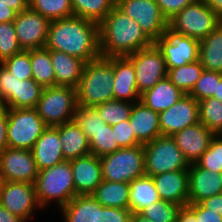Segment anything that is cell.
<instances>
[{
    "label": "cell",
    "mask_w": 222,
    "mask_h": 222,
    "mask_svg": "<svg viewBox=\"0 0 222 222\" xmlns=\"http://www.w3.org/2000/svg\"><path fill=\"white\" fill-rule=\"evenodd\" d=\"M212 98L218 99L222 102V78L217 81L216 93L213 94Z\"/></svg>",
    "instance_id": "cell-58"
},
{
    "label": "cell",
    "mask_w": 222,
    "mask_h": 222,
    "mask_svg": "<svg viewBox=\"0 0 222 222\" xmlns=\"http://www.w3.org/2000/svg\"><path fill=\"white\" fill-rule=\"evenodd\" d=\"M8 147L31 150L48 127L35 108H6Z\"/></svg>",
    "instance_id": "cell-9"
},
{
    "label": "cell",
    "mask_w": 222,
    "mask_h": 222,
    "mask_svg": "<svg viewBox=\"0 0 222 222\" xmlns=\"http://www.w3.org/2000/svg\"><path fill=\"white\" fill-rule=\"evenodd\" d=\"M197 216L199 222H222V215L213 210L204 209L199 203L187 204Z\"/></svg>",
    "instance_id": "cell-49"
},
{
    "label": "cell",
    "mask_w": 222,
    "mask_h": 222,
    "mask_svg": "<svg viewBox=\"0 0 222 222\" xmlns=\"http://www.w3.org/2000/svg\"><path fill=\"white\" fill-rule=\"evenodd\" d=\"M78 107L77 90L68 86L43 88L35 109L47 126L72 121Z\"/></svg>",
    "instance_id": "cell-5"
},
{
    "label": "cell",
    "mask_w": 222,
    "mask_h": 222,
    "mask_svg": "<svg viewBox=\"0 0 222 222\" xmlns=\"http://www.w3.org/2000/svg\"><path fill=\"white\" fill-rule=\"evenodd\" d=\"M129 122L139 144H146L161 135L159 113L147 107L140 100L133 103Z\"/></svg>",
    "instance_id": "cell-23"
},
{
    "label": "cell",
    "mask_w": 222,
    "mask_h": 222,
    "mask_svg": "<svg viewBox=\"0 0 222 222\" xmlns=\"http://www.w3.org/2000/svg\"><path fill=\"white\" fill-rule=\"evenodd\" d=\"M43 87L33 78L18 80L15 93V104L11 108H35L41 97Z\"/></svg>",
    "instance_id": "cell-36"
},
{
    "label": "cell",
    "mask_w": 222,
    "mask_h": 222,
    "mask_svg": "<svg viewBox=\"0 0 222 222\" xmlns=\"http://www.w3.org/2000/svg\"><path fill=\"white\" fill-rule=\"evenodd\" d=\"M208 5L216 15L222 20V0H201Z\"/></svg>",
    "instance_id": "cell-56"
},
{
    "label": "cell",
    "mask_w": 222,
    "mask_h": 222,
    "mask_svg": "<svg viewBox=\"0 0 222 222\" xmlns=\"http://www.w3.org/2000/svg\"><path fill=\"white\" fill-rule=\"evenodd\" d=\"M162 14L169 21L183 8L193 3L195 0H156Z\"/></svg>",
    "instance_id": "cell-48"
},
{
    "label": "cell",
    "mask_w": 222,
    "mask_h": 222,
    "mask_svg": "<svg viewBox=\"0 0 222 222\" xmlns=\"http://www.w3.org/2000/svg\"><path fill=\"white\" fill-rule=\"evenodd\" d=\"M74 16L100 23L116 5V0H71Z\"/></svg>",
    "instance_id": "cell-33"
},
{
    "label": "cell",
    "mask_w": 222,
    "mask_h": 222,
    "mask_svg": "<svg viewBox=\"0 0 222 222\" xmlns=\"http://www.w3.org/2000/svg\"><path fill=\"white\" fill-rule=\"evenodd\" d=\"M0 64L20 80L33 78L29 50H22Z\"/></svg>",
    "instance_id": "cell-41"
},
{
    "label": "cell",
    "mask_w": 222,
    "mask_h": 222,
    "mask_svg": "<svg viewBox=\"0 0 222 222\" xmlns=\"http://www.w3.org/2000/svg\"><path fill=\"white\" fill-rule=\"evenodd\" d=\"M113 80V56L87 62L76 88L78 106L95 107L113 100Z\"/></svg>",
    "instance_id": "cell-3"
},
{
    "label": "cell",
    "mask_w": 222,
    "mask_h": 222,
    "mask_svg": "<svg viewBox=\"0 0 222 222\" xmlns=\"http://www.w3.org/2000/svg\"><path fill=\"white\" fill-rule=\"evenodd\" d=\"M199 122L215 135L222 134V102L215 98L198 101Z\"/></svg>",
    "instance_id": "cell-35"
},
{
    "label": "cell",
    "mask_w": 222,
    "mask_h": 222,
    "mask_svg": "<svg viewBox=\"0 0 222 222\" xmlns=\"http://www.w3.org/2000/svg\"><path fill=\"white\" fill-rule=\"evenodd\" d=\"M198 122V101L189 94H185L172 107L159 113L161 135L172 136Z\"/></svg>",
    "instance_id": "cell-16"
},
{
    "label": "cell",
    "mask_w": 222,
    "mask_h": 222,
    "mask_svg": "<svg viewBox=\"0 0 222 222\" xmlns=\"http://www.w3.org/2000/svg\"><path fill=\"white\" fill-rule=\"evenodd\" d=\"M154 44L162 52L167 69L199 60L200 41L174 33L169 28Z\"/></svg>",
    "instance_id": "cell-13"
},
{
    "label": "cell",
    "mask_w": 222,
    "mask_h": 222,
    "mask_svg": "<svg viewBox=\"0 0 222 222\" xmlns=\"http://www.w3.org/2000/svg\"><path fill=\"white\" fill-rule=\"evenodd\" d=\"M38 172L31 150L8 147L0 154V181L35 184Z\"/></svg>",
    "instance_id": "cell-14"
},
{
    "label": "cell",
    "mask_w": 222,
    "mask_h": 222,
    "mask_svg": "<svg viewBox=\"0 0 222 222\" xmlns=\"http://www.w3.org/2000/svg\"><path fill=\"white\" fill-rule=\"evenodd\" d=\"M114 99L135 103L140 100L135 67L127 56H113Z\"/></svg>",
    "instance_id": "cell-21"
},
{
    "label": "cell",
    "mask_w": 222,
    "mask_h": 222,
    "mask_svg": "<svg viewBox=\"0 0 222 222\" xmlns=\"http://www.w3.org/2000/svg\"><path fill=\"white\" fill-rule=\"evenodd\" d=\"M7 127L8 112L5 107H0V154L8 148Z\"/></svg>",
    "instance_id": "cell-50"
},
{
    "label": "cell",
    "mask_w": 222,
    "mask_h": 222,
    "mask_svg": "<svg viewBox=\"0 0 222 222\" xmlns=\"http://www.w3.org/2000/svg\"><path fill=\"white\" fill-rule=\"evenodd\" d=\"M59 140L63 157L67 161L91 153L86 134L74 120L59 125Z\"/></svg>",
    "instance_id": "cell-25"
},
{
    "label": "cell",
    "mask_w": 222,
    "mask_h": 222,
    "mask_svg": "<svg viewBox=\"0 0 222 222\" xmlns=\"http://www.w3.org/2000/svg\"><path fill=\"white\" fill-rule=\"evenodd\" d=\"M29 53L33 79L43 88L55 86V73L49 49H31Z\"/></svg>",
    "instance_id": "cell-31"
},
{
    "label": "cell",
    "mask_w": 222,
    "mask_h": 222,
    "mask_svg": "<svg viewBox=\"0 0 222 222\" xmlns=\"http://www.w3.org/2000/svg\"><path fill=\"white\" fill-rule=\"evenodd\" d=\"M215 134L201 122L172 135L189 164L196 163L208 149Z\"/></svg>",
    "instance_id": "cell-18"
},
{
    "label": "cell",
    "mask_w": 222,
    "mask_h": 222,
    "mask_svg": "<svg viewBox=\"0 0 222 222\" xmlns=\"http://www.w3.org/2000/svg\"><path fill=\"white\" fill-rule=\"evenodd\" d=\"M177 222H199V220L196 213L188 205H184L178 213Z\"/></svg>",
    "instance_id": "cell-52"
},
{
    "label": "cell",
    "mask_w": 222,
    "mask_h": 222,
    "mask_svg": "<svg viewBox=\"0 0 222 222\" xmlns=\"http://www.w3.org/2000/svg\"><path fill=\"white\" fill-rule=\"evenodd\" d=\"M89 145L91 153L97 157H102L121 149L115 140L112 126L108 124L103 125V127L94 134L89 140Z\"/></svg>",
    "instance_id": "cell-38"
},
{
    "label": "cell",
    "mask_w": 222,
    "mask_h": 222,
    "mask_svg": "<svg viewBox=\"0 0 222 222\" xmlns=\"http://www.w3.org/2000/svg\"><path fill=\"white\" fill-rule=\"evenodd\" d=\"M0 204L11 214L29 221L36 210L41 209L35 184L26 182L0 181Z\"/></svg>",
    "instance_id": "cell-11"
},
{
    "label": "cell",
    "mask_w": 222,
    "mask_h": 222,
    "mask_svg": "<svg viewBox=\"0 0 222 222\" xmlns=\"http://www.w3.org/2000/svg\"><path fill=\"white\" fill-rule=\"evenodd\" d=\"M129 189V183L103 180L91 195L104 207L129 209Z\"/></svg>",
    "instance_id": "cell-30"
},
{
    "label": "cell",
    "mask_w": 222,
    "mask_h": 222,
    "mask_svg": "<svg viewBox=\"0 0 222 222\" xmlns=\"http://www.w3.org/2000/svg\"><path fill=\"white\" fill-rule=\"evenodd\" d=\"M153 44L140 25L116 5L99 23V47L103 57L127 56Z\"/></svg>",
    "instance_id": "cell-2"
},
{
    "label": "cell",
    "mask_w": 222,
    "mask_h": 222,
    "mask_svg": "<svg viewBox=\"0 0 222 222\" xmlns=\"http://www.w3.org/2000/svg\"><path fill=\"white\" fill-rule=\"evenodd\" d=\"M22 219L11 214L6 208L0 204V222H20Z\"/></svg>",
    "instance_id": "cell-55"
},
{
    "label": "cell",
    "mask_w": 222,
    "mask_h": 222,
    "mask_svg": "<svg viewBox=\"0 0 222 222\" xmlns=\"http://www.w3.org/2000/svg\"><path fill=\"white\" fill-rule=\"evenodd\" d=\"M75 196L91 195L103 181L100 157L92 153L70 160Z\"/></svg>",
    "instance_id": "cell-17"
},
{
    "label": "cell",
    "mask_w": 222,
    "mask_h": 222,
    "mask_svg": "<svg viewBox=\"0 0 222 222\" xmlns=\"http://www.w3.org/2000/svg\"><path fill=\"white\" fill-rule=\"evenodd\" d=\"M167 70V78L183 93L189 94L197 80L200 78L204 68L200 60H197L195 62Z\"/></svg>",
    "instance_id": "cell-32"
},
{
    "label": "cell",
    "mask_w": 222,
    "mask_h": 222,
    "mask_svg": "<svg viewBox=\"0 0 222 222\" xmlns=\"http://www.w3.org/2000/svg\"><path fill=\"white\" fill-rule=\"evenodd\" d=\"M19 78L11 74L0 64V104L1 107L11 108L15 104V93Z\"/></svg>",
    "instance_id": "cell-45"
},
{
    "label": "cell",
    "mask_w": 222,
    "mask_h": 222,
    "mask_svg": "<svg viewBox=\"0 0 222 222\" xmlns=\"http://www.w3.org/2000/svg\"><path fill=\"white\" fill-rule=\"evenodd\" d=\"M181 205L159 200L144 208L140 214L153 222H177Z\"/></svg>",
    "instance_id": "cell-40"
},
{
    "label": "cell",
    "mask_w": 222,
    "mask_h": 222,
    "mask_svg": "<svg viewBox=\"0 0 222 222\" xmlns=\"http://www.w3.org/2000/svg\"><path fill=\"white\" fill-rule=\"evenodd\" d=\"M50 21L30 8L17 13L13 21L22 50L45 47Z\"/></svg>",
    "instance_id": "cell-15"
},
{
    "label": "cell",
    "mask_w": 222,
    "mask_h": 222,
    "mask_svg": "<svg viewBox=\"0 0 222 222\" xmlns=\"http://www.w3.org/2000/svg\"><path fill=\"white\" fill-rule=\"evenodd\" d=\"M132 213L129 209L104 207L98 205L97 222H130Z\"/></svg>",
    "instance_id": "cell-47"
},
{
    "label": "cell",
    "mask_w": 222,
    "mask_h": 222,
    "mask_svg": "<svg viewBox=\"0 0 222 222\" xmlns=\"http://www.w3.org/2000/svg\"><path fill=\"white\" fill-rule=\"evenodd\" d=\"M17 12L12 8L0 5V23L13 22L16 18Z\"/></svg>",
    "instance_id": "cell-54"
},
{
    "label": "cell",
    "mask_w": 222,
    "mask_h": 222,
    "mask_svg": "<svg viewBox=\"0 0 222 222\" xmlns=\"http://www.w3.org/2000/svg\"><path fill=\"white\" fill-rule=\"evenodd\" d=\"M129 210L132 214L140 213L151 203L161 200L152 176L143 175L129 183Z\"/></svg>",
    "instance_id": "cell-29"
},
{
    "label": "cell",
    "mask_w": 222,
    "mask_h": 222,
    "mask_svg": "<svg viewBox=\"0 0 222 222\" xmlns=\"http://www.w3.org/2000/svg\"><path fill=\"white\" fill-rule=\"evenodd\" d=\"M49 52L55 73V86L77 88L86 62L57 50L49 49Z\"/></svg>",
    "instance_id": "cell-24"
},
{
    "label": "cell",
    "mask_w": 222,
    "mask_h": 222,
    "mask_svg": "<svg viewBox=\"0 0 222 222\" xmlns=\"http://www.w3.org/2000/svg\"><path fill=\"white\" fill-rule=\"evenodd\" d=\"M189 203H199L212 196L222 194V172H212L197 163L189 168Z\"/></svg>",
    "instance_id": "cell-19"
},
{
    "label": "cell",
    "mask_w": 222,
    "mask_h": 222,
    "mask_svg": "<svg viewBox=\"0 0 222 222\" xmlns=\"http://www.w3.org/2000/svg\"><path fill=\"white\" fill-rule=\"evenodd\" d=\"M38 171L65 161L59 140V125L48 126L31 149Z\"/></svg>",
    "instance_id": "cell-22"
},
{
    "label": "cell",
    "mask_w": 222,
    "mask_h": 222,
    "mask_svg": "<svg viewBox=\"0 0 222 222\" xmlns=\"http://www.w3.org/2000/svg\"><path fill=\"white\" fill-rule=\"evenodd\" d=\"M92 195H76L60 209L64 222H97L98 205Z\"/></svg>",
    "instance_id": "cell-27"
},
{
    "label": "cell",
    "mask_w": 222,
    "mask_h": 222,
    "mask_svg": "<svg viewBox=\"0 0 222 222\" xmlns=\"http://www.w3.org/2000/svg\"><path fill=\"white\" fill-rule=\"evenodd\" d=\"M21 51L13 22L0 23V63Z\"/></svg>",
    "instance_id": "cell-42"
},
{
    "label": "cell",
    "mask_w": 222,
    "mask_h": 222,
    "mask_svg": "<svg viewBox=\"0 0 222 222\" xmlns=\"http://www.w3.org/2000/svg\"><path fill=\"white\" fill-rule=\"evenodd\" d=\"M73 120L83 130L88 140L106 124L95 107L78 106Z\"/></svg>",
    "instance_id": "cell-39"
},
{
    "label": "cell",
    "mask_w": 222,
    "mask_h": 222,
    "mask_svg": "<svg viewBox=\"0 0 222 222\" xmlns=\"http://www.w3.org/2000/svg\"><path fill=\"white\" fill-rule=\"evenodd\" d=\"M0 5L12 8L20 13L29 8V0H0Z\"/></svg>",
    "instance_id": "cell-53"
},
{
    "label": "cell",
    "mask_w": 222,
    "mask_h": 222,
    "mask_svg": "<svg viewBox=\"0 0 222 222\" xmlns=\"http://www.w3.org/2000/svg\"><path fill=\"white\" fill-rule=\"evenodd\" d=\"M36 197L42 210L50 202L57 203L60 210L75 196V186L70 161L65 160L55 166L38 172L35 181Z\"/></svg>",
    "instance_id": "cell-4"
},
{
    "label": "cell",
    "mask_w": 222,
    "mask_h": 222,
    "mask_svg": "<svg viewBox=\"0 0 222 222\" xmlns=\"http://www.w3.org/2000/svg\"><path fill=\"white\" fill-rule=\"evenodd\" d=\"M29 8L49 21L74 16L71 0H29Z\"/></svg>",
    "instance_id": "cell-34"
},
{
    "label": "cell",
    "mask_w": 222,
    "mask_h": 222,
    "mask_svg": "<svg viewBox=\"0 0 222 222\" xmlns=\"http://www.w3.org/2000/svg\"><path fill=\"white\" fill-rule=\"evenodd\" d=\"M161 200L181 206L189 203V171L177 170L152 176Z\"/></svg>",
    "instance_id": "cell-20"
},
{
    "label": "cell",
    "mask_w": 222,
    "mask_h": 222,
    "mask_svg": "<svg viewBox=\"0 0 222 222\" xmlns=\"http://www.w3.org/2000/svg\"><path fill=\"white\" fill-rule=\"evenodd\" d=\"M145 175L188 170L190 164L172 136L160 135L144 144Z\"/></svg>",
    "instance_id": "cell-7"
},
{
    "label": "cell",
    "mask_w": 222,
    "mask_h": 222,
    "mask_svg": "<svg viewBox=\"0 0 222 222\" xmlns=\"http://www.w3.org/2000/svg\"><path fill=\"white\" fill-rule=\"evenodd\" d=\"M196 163L212 172H222V134L212 138L208 149Z\"/></svg>",
    "instance_id": "cell-44"
},
{
    "label": "cell",
    "mask_w": 222,
    "mask_h": 222,
    "mask_svg": "<svg viewBox=\"0 0 222 222\" xmlns=\"http://www.w3.org/2000/svg\"><path fill=\"white\" fill-rule=\"evenodd\" d=\"M130 222H153L147 219V217L143 216L140 213H134L131 216Z\"/></svg>",
    "instance_id": "cell-57"
},
{
    "label": "cell",
    "mask_w": 222,
    "mask_h": 222,
    "mask_svg": "<svg viewBox=\"0 0 222 222\" xmlns=\"http://www.w3.org/2000/svg\"><path fill=\"white\" fill-rule=\"evenodd\" d=\"M112 130L115 135V140L121 148L135 147L140 145L135 140V134L131 127L129 119L113 125Z\"/></svg>",
    "instance_id": "cell-46"
},
{
    "label": "cell",
    "mask_w": 222,
    "mask_h": 222,
    "mask_svg": "<svg viewBox=\"0 0 222 222\" xmlns=\"http://www.w3.org/2000/svg\"><path fill=\"white\" fill-rule=\"evenodd\" d=\"M222 20L201 0H195L169 20V29L176 34L203 40Z\"/></svg>",
    "instance_id": "cell-6"
},
{
    "label": "cell",
    "mask_w": 222,
    "mask_h": 222,
    "mask_svg": "<svg viewBox=\"0 0 222 222\" xmlns=\"http://www.w3.org/2000/svg\"><path fill=\"white\" fill-rule=\"evenodd\" d=\"M116 6L135 20L153 42L169 28L156 0H116Z\"/></svg>",
    "instance_id": "cell-10"
},
{
    "label": "cell",
    "mask_w": 222,
    "mask_h": 222,
    "mask_svg": "<svg viewBox=\"0 0 222 222\" xmlns=\"http://www.w3.org/2000/svg\"><path fill=\"white\" fill-rule=\"evenodd\" d=\"M199 60L204 70L222 73V23L200 41Z\"/></svg>",
    "instance_id": "cell-28"
},
{
    "label": "cell",
    "mask_w": 222,
    "mask_h": 222,
    "mask_svg": "<svg viewBox=\"0 0 222 222\" xmlns=\"http://www.w3.org/2000/svg\"><path fill=\"white\" fill-rule=\"evenodd\" d=\"M222 78V73L203 70L192 91L189 93L197 101L212 98L216 93L217 81Z\"/></svg>",
    "instance_id": "cell-43"
},
{
    "label": "cell",
    "mask_w": 222,
    "mask_h": 222,
    "mask_svg": "<svg viewBox=\"0 0 222 222\" xmlns=\"http://www.w3.org/2000/svg\"><path fill=\"white\" fill-rule=\"evenodd\" d=\"M135 67L138 92L141 95L158 81L167 77V67L162 52L152 46L127 55Z\"/></svg>",
    "instance_id": "cell-12"
},
{
    "label": "cell",
    "mask_w": 222,
    "mask_h": 222,
    "mask_svg": "<svg viewBox=\"0 0 222 222\" xmlns=\"http://www.w3.org/2000/svg\"><path fill=\"white\" fill-rule=\"evenodd\" d=\"M204 209L219 212L222 215V194L212 196L199 202Z\"/></svg>",
    "instance_id": "cell-51"
},
{
    "label": "cell",
    "mask_w": 222,
    "mask_h": 222,
    "mask_svg": "<svg viewBox=\"0 0 222 222\" xmlns=\"http://www.w3.org/2000/svg\"><path fill=\"white\" fill-rule=\"evenodd\" d=\"M132 107L133 103L131 102L115 99L95 106L101 118L111 126L128 120Z\"/></svg>",
    "instance_id": "cell-37"
},
{
    "label": "cell",
    "mask_w": 222,
    "mask_h": 222,
    "mask_svg": "<svg viewBox=\"0 0 222 222\" xmlns=\"http://www.w3.org/2000/svg\"><path fill=\"white\" fill-rule=\"evenodd\" d=\"M184 95L185 93L166 77L142 93L140 101L153 111L160 113L172 107Z\"/></svg>",
    "instance_id": "cell-26"
},
{
    "label": "cell",
    "mask_w": 222,
    "mask_h": 222,
    "mask_svg": "<svg viewBox=\"0 0 222 222\" xmlns=\"http://www.w3.org/2000/svg\"><path fill=\"white\" fill-rule=\"evenodd\" d=\"M103 180L130 183L145 175L144 145L126 147L100 157Z\"/></svg>",
    "instance_id": "cell-8"
},
{
    "label": "cell",
    "mask_w": 222,
    "mask_h": 222,
    "mask_svg": "<svg viewBox=\"0 0 222 222\" xmlns=\"http://www.w3.org/2000/svg\"><path fill=\"white\" fill-rule=\"evenodd\" d=\"M45 48L64 52L86 63L101 56L99 24L72 16L49 23Z\"/></svg>",
    "instance_id": "cell-1"
}]
</instances>
